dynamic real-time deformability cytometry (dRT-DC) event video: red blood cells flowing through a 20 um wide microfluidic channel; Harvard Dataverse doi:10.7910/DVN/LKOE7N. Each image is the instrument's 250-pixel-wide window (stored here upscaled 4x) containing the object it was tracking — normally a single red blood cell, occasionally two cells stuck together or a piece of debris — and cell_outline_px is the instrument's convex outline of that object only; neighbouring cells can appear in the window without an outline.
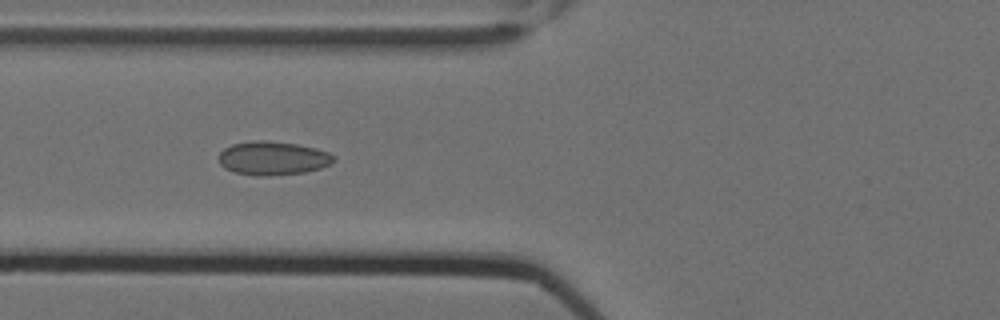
{"species": "Egyptian fruit bat (a non-hibernating species)", "species_latin": "Rousettus aegyptiacus", "temperature_condition": "cold", "stored_images_in_passage": 10, "camera_frame_rate_fps": 3000, "um_per_image_px": 0.085, "animal": {"sex": "female"}, "frame": {"image": 1, "passage_image": 6, "time_ms": 1.667, "image_size_px": [1000, 320], "cell_outline_px": [[336, 160], [332, 164], [320, 168], [304, 172], [272, 176], [256, 176], [236, 172], [224, 168], [220, 164], [220, 152], [224, 148], [232, 144], [252, 140], [268, 140], [296, 144], [316, 148], [328, 152], [336, 156]], "centroid_in_image_um": [23.22, 13.44], "position_along_channel_um": 102.6, "area_um2": 22.77}}
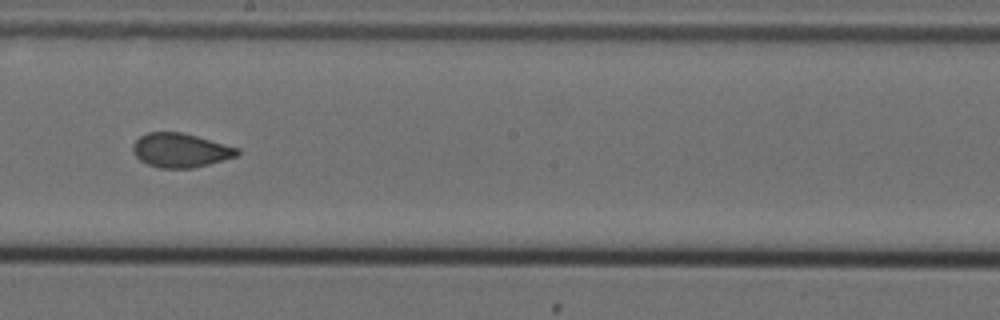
{"frame": {"image": 2, "passage_image": 9, "time_ms": 2.667, "image_size_px": [1000, 320], "cell_outline_px": [[240, 152], [236, 156], [208, 164], [192, 168], [160, 168], [148, 164], [140, 160], [132, 152], [132, 144], [140, 136], [148, 132], [180, 132], [196, 136], [240, 148]], "centroid_in_image_um": [15.32, 12.77], "position_along_channel_um": 232.9, "area_um2": 20.63}}
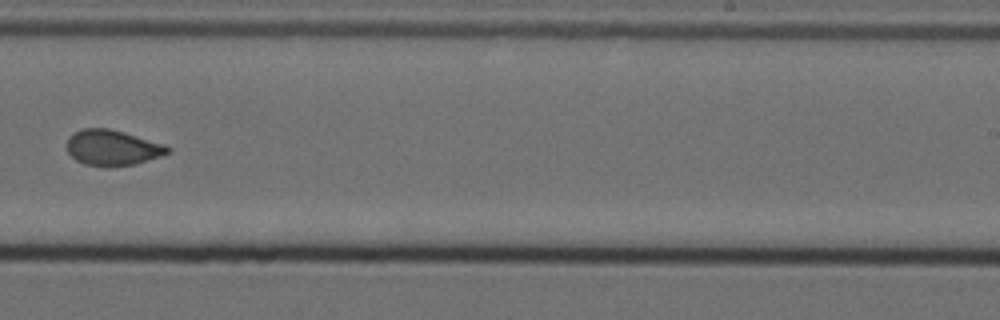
{"frame": {"image": 3, "passage_image": 10, "time_ms": 3.0, "image_size_px": [1000, 320], "cell_outline_px": [[172, 148], [168, 152], [160, 156], [136, 164], [108, 168], [84, 164], [76, 160], [68, 152], [68, 136], [72, 132], [84, 128], [108, 128], [124, 132], [164, 144]], "centroid_in_image_um": [9.54, 12.56], "position_along_channel_um": 279.5, "area_um2": 21.04}}